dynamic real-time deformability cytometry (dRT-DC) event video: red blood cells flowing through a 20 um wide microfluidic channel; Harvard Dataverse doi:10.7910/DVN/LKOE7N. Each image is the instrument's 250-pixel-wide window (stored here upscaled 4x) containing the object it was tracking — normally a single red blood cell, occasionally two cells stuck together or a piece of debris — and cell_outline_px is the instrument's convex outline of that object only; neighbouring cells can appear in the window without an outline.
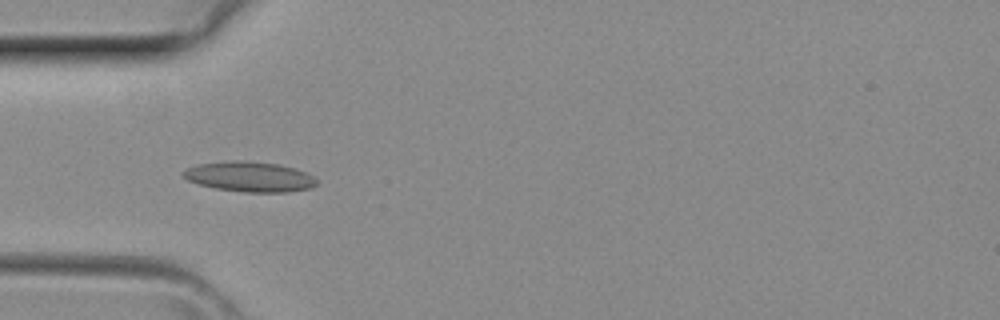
{"species": "common noctule bat (a hibernating species)", "species_latin": "Nyctalus noctula", "temperature_condition": "room temperature", "stored_images_in_passage": 3, "camera_frame_rate_fps": 3000, "um_per_image_px": 0.085, "animal": {"sex": "female", "body_mass_g": 29.2, "forearm_length_mm": 56.3}, "frame": {"image": 1, "passage_image": 3, "time_ms": 0.667, "image_size_px": [1000, 320], "cell_outline_px": [[316, 184], [312, 188], [288, 192], [244, 192], [216, 188], [200, 184], [188, 180], [180, 172], [196, 164], [228, 160], [244, 160], [280, 164], [296, 168], [308, 172], [316, 180]], "centroid_in_image_um": [21.24, 15.0], "position_along_channel_um": 63.8, "area_um2": 23.64}}